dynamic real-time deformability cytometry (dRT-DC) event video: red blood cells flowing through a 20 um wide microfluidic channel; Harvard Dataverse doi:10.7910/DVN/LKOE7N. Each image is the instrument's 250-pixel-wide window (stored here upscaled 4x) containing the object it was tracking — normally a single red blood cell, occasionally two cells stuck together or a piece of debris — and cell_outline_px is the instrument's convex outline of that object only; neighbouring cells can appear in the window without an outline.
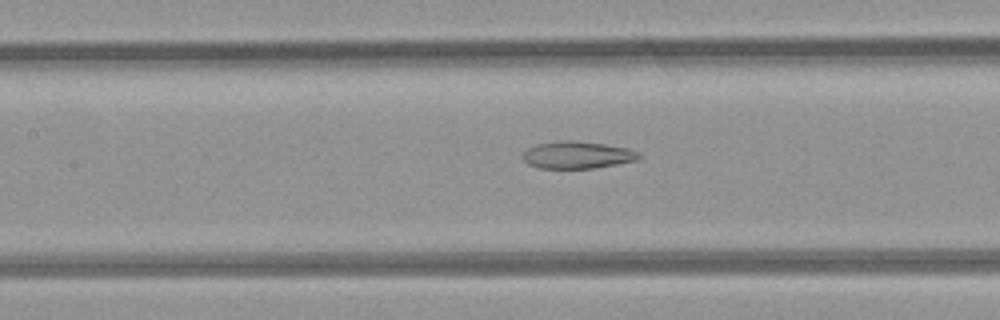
{"species": "common noctule bat (a hibernating species)", "species_latin": "Nyctalus noctula", "temperature_condition": "room temperature", "stored_images_in_passage": 19, "camera_frame_rate_fps": 3000, "um_per_image_px": 0.085, "animal": {"sex": "female", "body_mass_g": 21.9}, "frame": {"image": 1, "passage_image": 8, "time_ms": 2.333, "image_size_px": [1000, 320], "cell_outline_px": [[640, 156], [636, 160], [596, 168], [540, 168], [528, 164], [520, 156], [528, 148], [536, 144], [568, 140], [572, 140], [604, 144], [628, 148], [640, 152]], "centroid_in_image_um": [49.06, 13.17], "position_along_channel_um": 158.3, "area_um2": 18.32}}
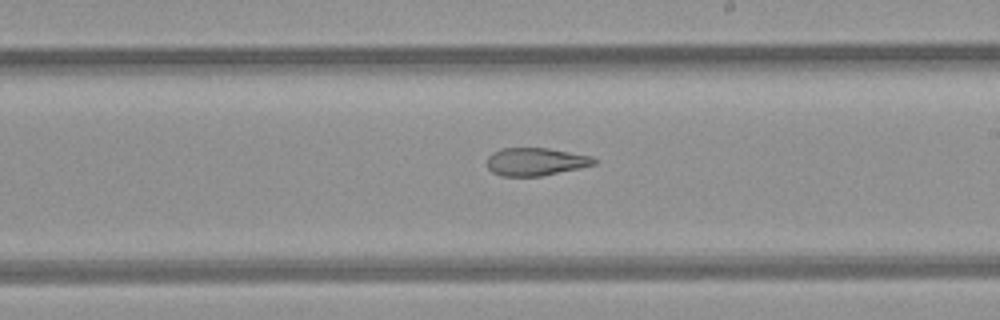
{"frame": {"image": 2, "passage_image": 14, "time_ms": 4.333, "image_size_px": [1000, 320], "cell_outline_px": [[596, 164], [580, 168], [544, 176], [500, 176], [492, 172], [488, 168], [488, 156], [492, 152], [504, 148], [548, 148], [592, 156], [596, 160]], "centroid_in_image_um": [45.54, 13.75], "position_along_channel_um": 243.5, "area_um2": 17.46}}
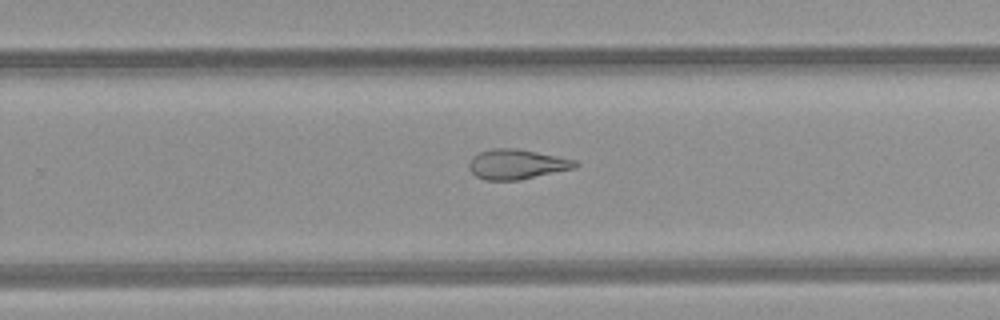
{"frame": {"image": 3, "passage_image": 17, "time_ms": 5.333, "image_size_px": [1000, 320], "cell_outline_px": [[580, 164], [576, 168], [520, 180], [484, 180], [476, 176], [468, 168], [468, 164], [472, 156], [480, 152], [492, 148], [516, 148], [576, 160]], "centroid_in_image_um": [43.92, 13.96], "position_along_channel_um": 285.9, "area_um2": 18.61}}